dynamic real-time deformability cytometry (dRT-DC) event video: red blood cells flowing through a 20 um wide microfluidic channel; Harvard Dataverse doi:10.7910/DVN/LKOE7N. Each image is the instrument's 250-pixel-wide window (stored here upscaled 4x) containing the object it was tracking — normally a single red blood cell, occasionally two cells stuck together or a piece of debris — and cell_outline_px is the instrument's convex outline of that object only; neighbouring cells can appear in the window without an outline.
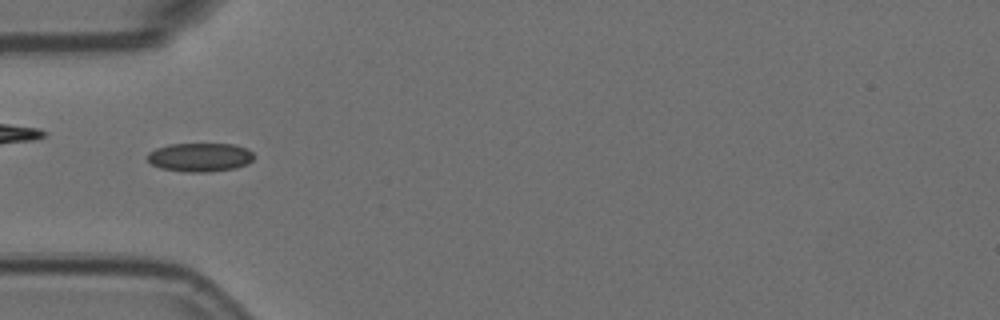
{"species": "Egyptian fruit bat (a non-hibernating species)", "species_latin": "Rousettus aegyptiacus", "temperature_condition": "room temperature", "stored_images_in_passage": 56, "camera_frame_rate_fps": 3000, "um_per_image_px": 0.085, "animal": {"sex": "female"}, "frame": {"image": 1, "passage_image": 17, "time_ms": 5.333, "image_size_px": [1000, 320], "cell_outline_px": [[256, 156], [248, 164], [236, 168], [208, 172], [184, 172], [160, 168], [152, 164], [144, 156], [148, 152], [156, 148], [168, 144], [236, 144], [248, 148]], "centroid_in_image_um": [17.0, 13.36], "position_along_channel_um": 68.0, "area_um2": 18.21}}
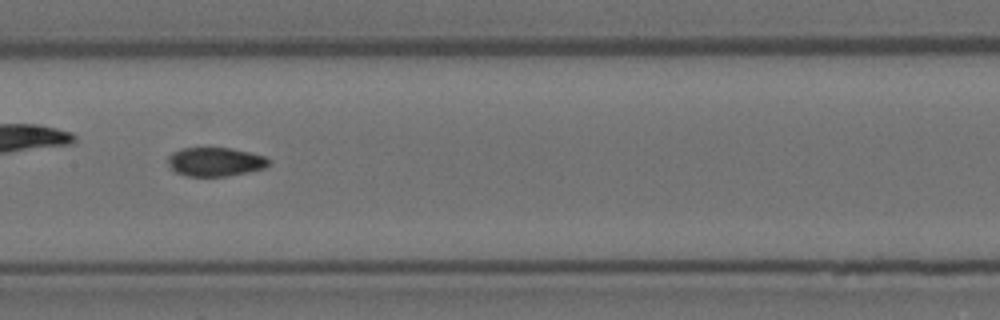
{"frame": {"image": 2, "passage_image": 27, "time_ms": 8.667, "image_size_px": [1000, 320], "cell_outline_px": [[272, 160], [264, 168], [248, 172], [228, 176], [188, 176], [176, 172], [168, 164], [168, 160], [176, 152], [184, 148], [232, 148], [264, 156]], "centroid_in_image_um": [18.36, 13.76], "position_along_channel_um": 189.0, "area_um2": 16.65}}
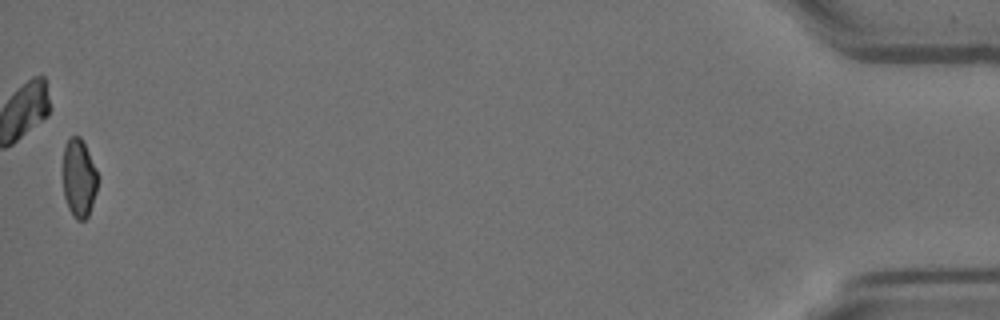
{"frame": {"image": 3, "passage_image": 55, "time_ms": 18.0, "image_size_px": [1000, 320], "cell_outline_px": [[100, 176], [96, 192], [88, 216], [84, 220], [76, 220], [72, 216], [68, 208], [64, 196], [64, 148], [68, 140], [72, 136], [80, 136]], "centroid_in_image_um": [6.74, 15.18], "position_along_channel_um": 428.5, "area_um2": 15.84}, "authors_computed_cell_mechanics": {"area_um2": 17.2822, "velocity_mm_per_s": 3.595, "shape_relaxation_time_tau1_ms": null, "shape_relaxation_time_tau2_ms": 2.6701, "deformation_change_tau1": null, "deformation_change_tau2": 0.0624}}